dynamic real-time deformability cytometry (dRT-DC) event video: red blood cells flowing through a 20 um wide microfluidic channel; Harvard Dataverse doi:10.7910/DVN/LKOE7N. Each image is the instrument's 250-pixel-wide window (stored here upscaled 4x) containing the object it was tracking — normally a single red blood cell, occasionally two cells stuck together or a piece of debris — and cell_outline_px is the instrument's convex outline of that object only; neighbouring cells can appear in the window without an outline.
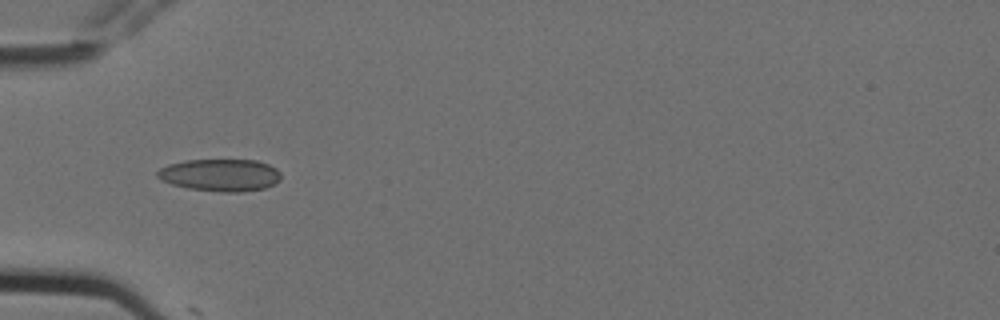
{"species": "Egyptian fruit bat (a non-hibernating species)", "species_latin": "Rousettus aegyptiacus", "temperature_condition": "cold", "stored_images_in_passage": 6, "camera_frame_rate_fps": 3000, "um_per_image_px": 0.085, "animal": {"sex": "female"}, "frame": {"image": 1, "passage_image": 5, "time_ms": 1.333, "image_size_px": [1000, 320], "cell_outline_px": [[280, 180], [264, 188], [240, 192], [220, 192], [188, 188], [172, 184], [160, 180], [156, 176], [156, 172], [160, 168], [168, 164], [184, 160], [256, 160], [268, 164], [276, 168], [280, 172]], "centroid_in_image_um": [18.69, 14.87], "position_along_channel_um": 66.3, "area_um2": 23.29}}